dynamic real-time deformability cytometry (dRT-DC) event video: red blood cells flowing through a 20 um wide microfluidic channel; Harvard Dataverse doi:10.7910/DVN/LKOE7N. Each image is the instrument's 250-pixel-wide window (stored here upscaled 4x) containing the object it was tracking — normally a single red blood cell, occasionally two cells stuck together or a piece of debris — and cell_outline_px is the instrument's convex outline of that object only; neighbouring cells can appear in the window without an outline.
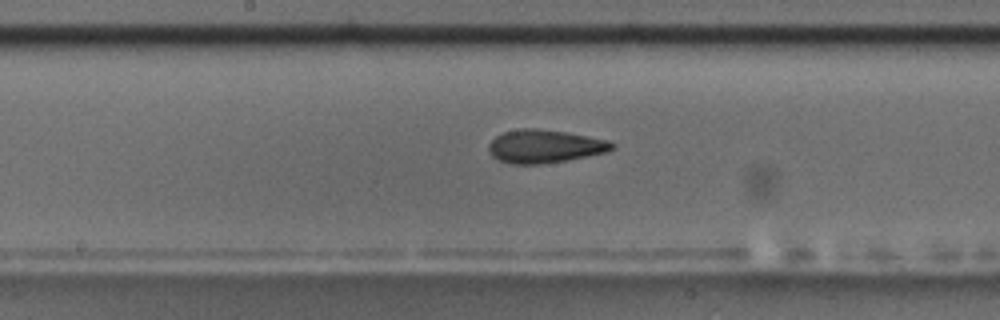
{"species": "common noctule bat (a hibernating species)", "species_latin": "Nyctalus noctula", "temperature_condition": "room temperature", "stored_images_in_passage": 10, "segment_of_instrument_passage": [2, 2], "camera_frame_rate_fps": 3000, "um_per_image_px": 0.085, "animal": {"sex": "male", "body_mass_g": 17.5, "forearm_length_mm": 52.3}, "frame": {"image": 1, "passage_image": 10, "time_ms": 10.333, "image_size_px": [1000, 320], "cell_outline_px": [[616, 148], [608, 152], [568, 160], [540, 164], [512, 164], [500, 160], [492, 156], [488, 152], [488, 144], [496, 136], [504, 132], [520, 128], [536, 128], [564, 132], [608, 140], [616, 144]], "centroid_in_image_um": [46.31, 12.44], "position_along_channel_um": 201.9, "area_um2": 23.93}}